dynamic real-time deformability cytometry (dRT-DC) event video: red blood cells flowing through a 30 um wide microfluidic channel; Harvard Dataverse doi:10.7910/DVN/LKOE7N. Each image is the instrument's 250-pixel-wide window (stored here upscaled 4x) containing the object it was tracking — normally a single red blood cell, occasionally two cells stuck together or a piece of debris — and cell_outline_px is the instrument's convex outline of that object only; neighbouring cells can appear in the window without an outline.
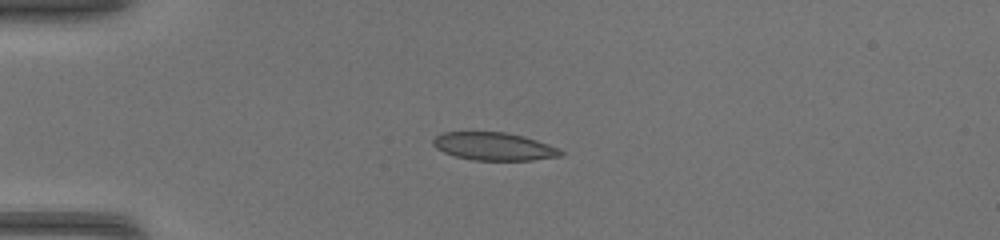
{"species": "common noctule bat (a hibernating species)", "species_latin": "Nyctalus noctula", "temperature_condition": "warm", "stored_images_in_passage": 45, "camera_frame_rate_fps": 3000, "um_per_image_px": 0.085, "animal": {"sex": "female", "body_mass_g": 17.0, "forearm_length_mm": 48.0}, "frame": {"image": 1, "passage_image": 12, "time_ms": 3.667, "image_size_px": [1000, 240], "cell_outline_px": [[564, 152], [560, 156], [532, 160], [472, 160], [456, 156], [444, 152], [436, 148], [432, 144], [432, 140], [436, 136], [444, 132], [504, 132], [524, 136], [560, 148]], "centroid_in_image_um": [41.99, 12.44], "position_along_channel_um": 43.0, "area_um2": 20.69}}
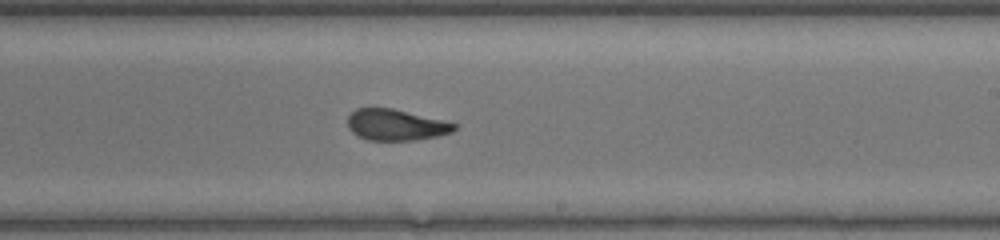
{"frame": {"image": 2, "passage_image": 28, "time_ms": 9.0, "image_size_px": [1000, 240], "cell_outline_px": [[456, 128], [452, 132], [436, 136], [416, 140], [368, 140], [352, 132], [348, 128], [348, 116], [356, 108], [392, 108], [456, 124]], "centroid_in_image_um": [33.61, 10.62], "position_along_channel_um": 255.4, "area_um2": 19.02}}
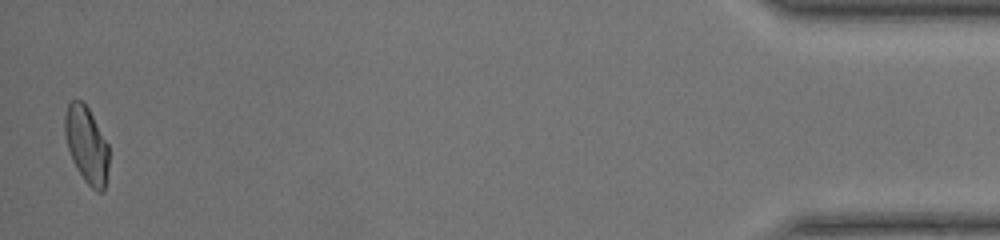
{"frame": {"image": 3, "passage_image": 45, "time_ms": 14.667, "image_size_px": [1000, 240], "cell_outline_px": [[108, 168], [104, 192], [96, 192], [84, 180], [76, 168], [72, 160], [68, 148], [64, 132], [64, 116], [68, 104], [72, 100], [80, 100], [88, 108], [108, 144]], "centroid_in_image_um": [7.35, 12.33], "position_along_channel_um": 427.8, "area_um2": 19.59}}